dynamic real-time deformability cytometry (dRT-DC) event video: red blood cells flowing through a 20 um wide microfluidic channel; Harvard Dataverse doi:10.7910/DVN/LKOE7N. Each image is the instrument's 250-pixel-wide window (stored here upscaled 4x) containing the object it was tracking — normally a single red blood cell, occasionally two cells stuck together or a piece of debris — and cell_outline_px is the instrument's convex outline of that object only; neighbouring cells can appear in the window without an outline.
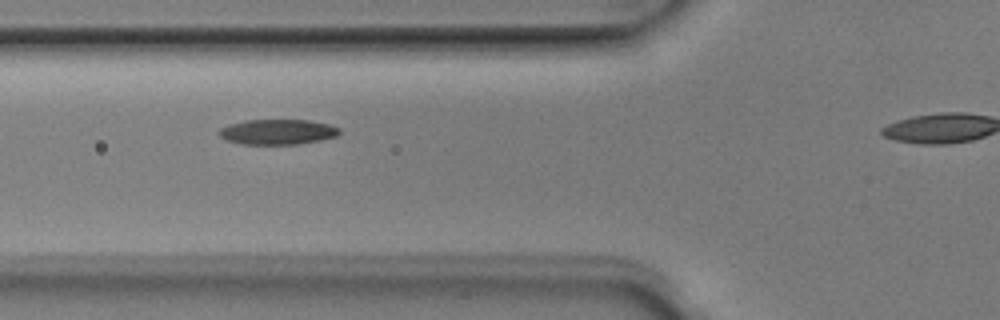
{"species": "Egyptian fruit bat (a non-hibernating species)", "species_latin": "Rousettus aegyptiacus", "temperature_condition": "room temperature", "stored_images_in_passage": 4, "segment_of_instrument_passage": [1, 2], "camera_frame_rate_fps": 3000, "um_per_image_px": 0.085, "animal": {"sex": "male"}, "frame": {"image": 1, "passage_image": 3, "time_ms": 0.667, "image_size_px": [1000, 320], "cell_outline_px": [[340, 132], [336, 136], [320, 140], [296, 144], [244, 144], [228, 140], [220, 136], [216, 132], [220, 128], [228, 124], [244, 120], [308, 120], [328, 124], [340, 128]], "centroid_in_image_um": [23.57, 11.2], "position_along_channel_um": 102.2, "area_um2": 17.63}}